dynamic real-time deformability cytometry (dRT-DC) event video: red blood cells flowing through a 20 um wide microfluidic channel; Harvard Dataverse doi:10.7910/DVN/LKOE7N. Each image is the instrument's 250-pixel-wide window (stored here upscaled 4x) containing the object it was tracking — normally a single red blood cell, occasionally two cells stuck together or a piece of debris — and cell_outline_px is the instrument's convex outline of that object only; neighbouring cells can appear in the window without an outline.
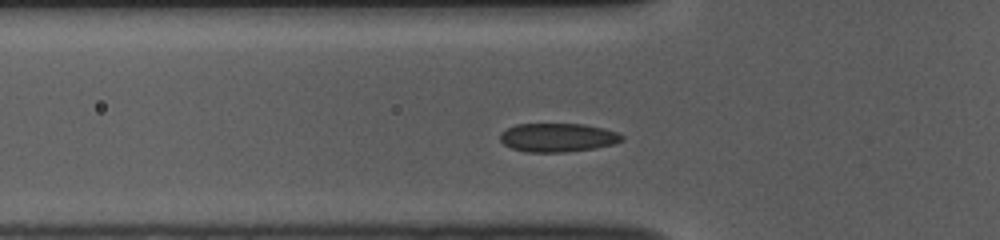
{"species": "common noctule bat (a hibernating species)", "species_latin": "Nyctalus noctula", "temperature_condition": "room temperature", "stored_images_in_passage": 49, "camera_frame_rate_fps": 3000, "um_per_image_px": 0.085, "animal": {"sex": "female", "body_mass_g": 10.0, "forearm_length_mm": 53.1}, "frame": {"image": 1, "passage_image": 12, "time_ms": 3.667, "image_size_px": [1000, 240], "cell_outline_px": [[624, 140], [616, 144], [596, 148], [564, 152], [524, 152], [512, 148], [504, 144], [500, 140], [500, 132], [516, 124], [584, 124], [604, 128], [616, 132], [624, 136]], "centroid_in_image_um": [47.43, 11.69], "position_along_channel_um": 78.4, "area_um2": 20.52}}
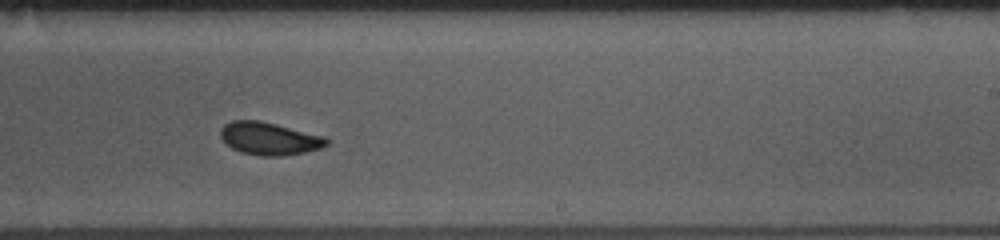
{"frame": {"image": 2, "passage_image": 27, "time_ms": 8.667, "image_size_px": [1000, 240], "cell_outline_px": [[328, 144], [320, 148], [304, 152], [280, 156], [260, 156], [240, 152], [232, 148], [220, 136], [220, 128], [224, 124], [232, 120], [260, 120], [324, 136], [328, 140]], "centroid_in_image_um": [22.86, 11.77], "position_along_channel_um": 266.1, "area_um2": 20.11}}
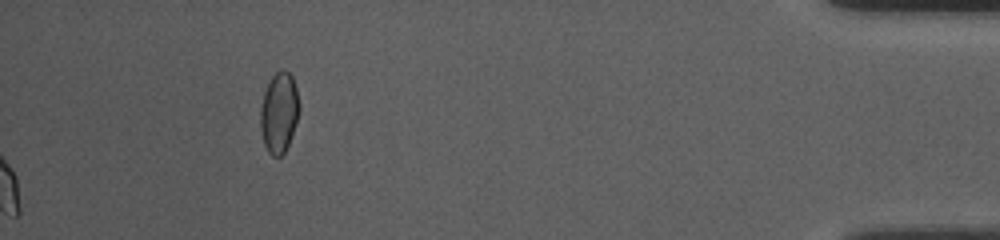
{"frame": {"image": 3, "passage_image": 49, "time_ms": 16.0, "image_size_px": [1000, 240], "cell_outline_px": [[300, 112], [288, 144], [284, 152], [280, 156], [272, 156], [268, 152], [264, 144], [260, 128], [260, 108], [264, 92], [272, 76], [280, 68], [284, 68], [292, 76], [296, 88], [300, 104]], "centroid_in_image_um": [23.72, 9.54], "position_along_channel_um": 411.5, "area_um2": 18.32}, "authors_computed_cell_mechanics": {"area_um2": 19.9988, "velocity_mm_per_s": 3.7479, "shape_relaxation_time_tau1_ms": 2.7231, "shape_relaxation_time_tau2_ms": 0.8177, "deformation_change_tau1": 0.0879, "deformation_change_tau2": 0.0407}}